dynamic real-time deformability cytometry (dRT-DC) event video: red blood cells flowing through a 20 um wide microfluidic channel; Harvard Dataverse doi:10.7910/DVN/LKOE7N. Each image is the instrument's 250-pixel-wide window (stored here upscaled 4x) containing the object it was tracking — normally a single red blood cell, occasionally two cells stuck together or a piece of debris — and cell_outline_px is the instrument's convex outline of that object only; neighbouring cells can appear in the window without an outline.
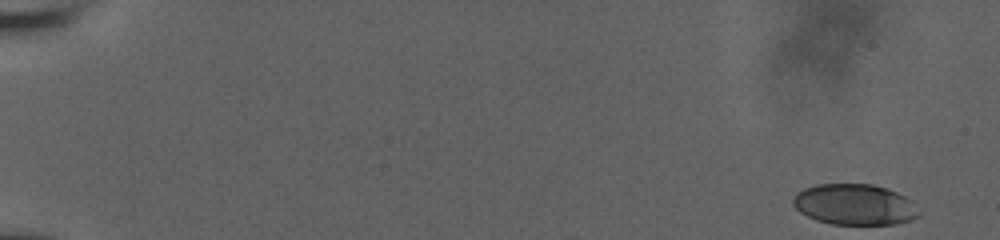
{"species": "human", "species_latin": "Homo sapiens", "temperature_condition": "room temperature", "stored_images_in_passage": 55, "camera_frame_rate_fps": 3000, "um_per_image_px": 0.085, "donor": {"sex": "male"}, "frame": {"image": 1, "passage_image": 1, "time_ms": 0.0, "image_size_px": [1000, 240], "cell_outline_px": [[920, 216], [912, 220], [892, 224], [832, 224], [816, 220], [800, 212], [792, 204], [792, 200], [796, 192], [804, 188], [816, 184], [872, 184], [896, 192], [912, 200], [920, 212]], "centroid_in_image_um": [72.64, 17.38], "position_along_channel_um": 12.4, "area_um2": 30.06}}
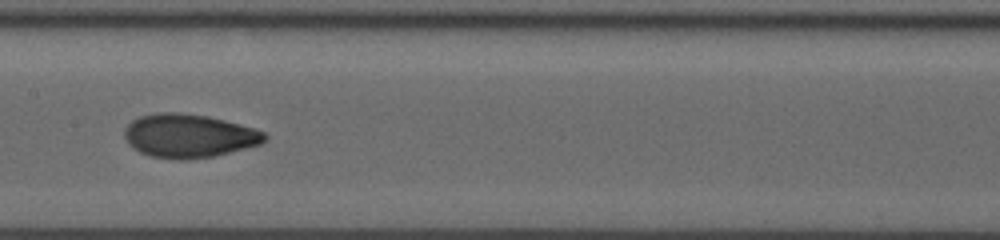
{"frame": {"image": 2, "passage_image": 30, "time_ms": 9.667, "image_size_px": [1000, 240], "cell_outline_px": [[268, 136], [260, 144], [212, 156], [180, 160], [152, 156], [140, 152], [132, 148], [128, 144], [124, 136], [124, 128], [132, 120], [140, 116], [160, 112], [180, 112], [208, 116], [240, 124], [264, 132]], "centroid_in_image_um": [16.01, 11.53], "position_along_channel_um": 191.4, "area_um2": 35.37}}
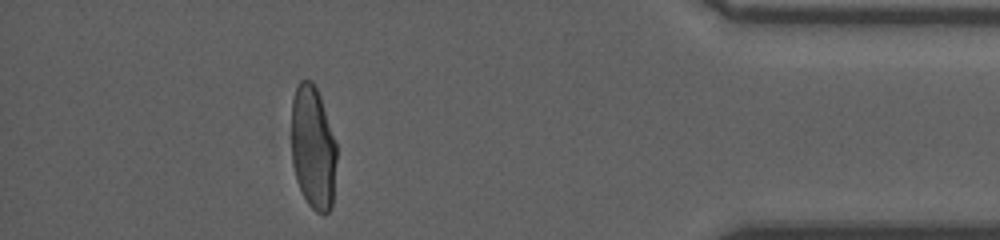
{"frame": {"image": 3, "passage_image": 50, "time_ms": 16.333, "image_size_px": [1000, 240], "cell_outline_px": [[336, 160], [332, 208], [324, 216], [316, 212], [308, 204], [296, 180], [292, 164], [292, 100], [296, 88], [300, 80], [312, 80], [320, 96], [336, 140]], "centroid_in_image_um": [26.62, 12.57], "position_along_channel_um": 408.6, "area_um2": 32.77}, "authors_computed_cell_mechanics": {"area_um2": 33.6396, "velocity_mm_per_s": 3.8502, "shape_relaxation_time_tau1_ms": 7.257, "shape_relaxation_time_tau2_ms": 1.13, "deformation_change_tau1": 0.2293, "deformation_change_tau2": 0.0571}}